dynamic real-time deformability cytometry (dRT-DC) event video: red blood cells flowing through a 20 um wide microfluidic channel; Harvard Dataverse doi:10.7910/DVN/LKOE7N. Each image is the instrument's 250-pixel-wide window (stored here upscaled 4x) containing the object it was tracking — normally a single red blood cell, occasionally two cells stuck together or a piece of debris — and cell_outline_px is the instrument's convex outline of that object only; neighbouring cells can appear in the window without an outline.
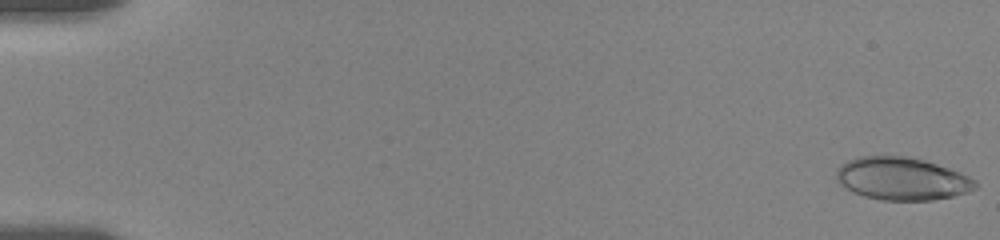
{"species": "human", "species_latin": "Homo sapiens", "temperature_condition": "room temperature", "stored_images_in_passage": 26, "camera_frame_rate_fps": 3000, "um_per_image_px": 0.085, "donor": {"sex": "female"}, "frame": {"image": 1, "passage_image": 1, "time_ms": 0.0, "image_size_px": [1000, 240], "cell_outline_px": [[976, 188], [968, 192], [952, 196], [932, 200], [884, 200], [864, 196], [840, 184], [836, 180], [836, 168], [840, 164], [848, 160], [860, 156], [908, 156], [924, 160], [960, 172], [976, 180]], "centroid_in_image_um": [76.65, 15.18], "position_along_channel_um": 8.3, "area_um2": 34.45}}